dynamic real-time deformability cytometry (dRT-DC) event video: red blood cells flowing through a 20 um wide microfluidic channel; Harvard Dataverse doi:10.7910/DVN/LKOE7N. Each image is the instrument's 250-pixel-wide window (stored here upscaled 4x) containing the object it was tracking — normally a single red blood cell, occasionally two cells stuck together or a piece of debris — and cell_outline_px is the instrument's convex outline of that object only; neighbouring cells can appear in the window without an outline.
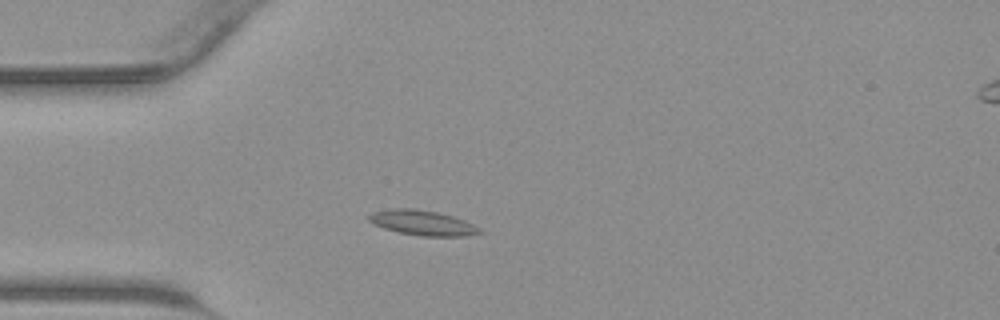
{"species": "common noctule bat (a hibernating species)", "species_latin": "Nyctalus noctula", "temperature_condition": "warm", "stored_images_in_passage": 39, "camera_frame_rate_fps": 3000, "um_per_image_px": 0.085, "animal": {"sex": "male", "body_mass_g": 23.1, "forearm_length_mm": 52.7}, "frame": {"image": 1, "passage_image": 7, "time_ms": 2.0, "image_size_px": [1000, 320], "cell_outline_px": [[484, 232], [464, 236], [420, 236], [400, 232], [384, 228], [372, 224], [368, 220], [368, 216], [372, 212], [392, 208], [416, 208], [436, 212], [452, 216], [464, 220], [480, 228]], "centroid_in_image_um": [35.89, 18.93], "position_along_channel_um": 49.1, "area_um2": 16.13}}
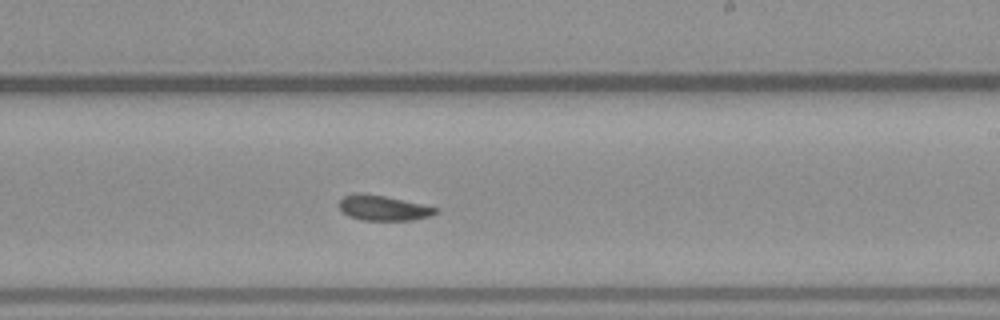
{"frame": {"image": 2, "passage_image": 21, "time_ms": 6.667, "image_size_px": [1000, 320], "cell_outline_px": [[436, 212], [432, 216], [412, 220], [364, 220], [348, 216], [340, 208], [340, 200], [344, 196], [356, 192], [384, 196], [420, 204], [436, 208]], "centroid_in_image_um": [32.55, 17.68], "position_along_channel_um": 256.5, "area_um2": 13.81}}
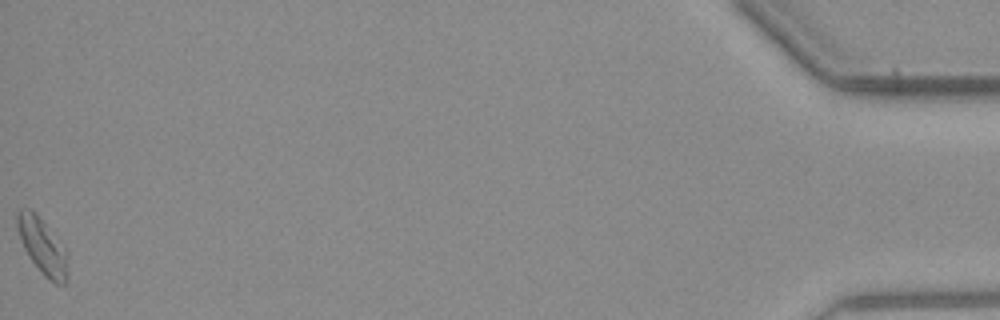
{"frame": {"image": 3, "passage_image": 39, "time_ms": 12.667, "image_size_px": [1000, 320], "cell_outline_px": [[68, 280], [64, 284], [56, 284], [48, 280], [44, 276], [28, 256], [20, 240], [16, 224], [16, 212], [20, 208], [28, 208], [44, 224], [64, 248]], "centroid_in_image_um": [3.56, 20.97], "position_along_channel_um": 431.6, "area_um2": 15.9}}